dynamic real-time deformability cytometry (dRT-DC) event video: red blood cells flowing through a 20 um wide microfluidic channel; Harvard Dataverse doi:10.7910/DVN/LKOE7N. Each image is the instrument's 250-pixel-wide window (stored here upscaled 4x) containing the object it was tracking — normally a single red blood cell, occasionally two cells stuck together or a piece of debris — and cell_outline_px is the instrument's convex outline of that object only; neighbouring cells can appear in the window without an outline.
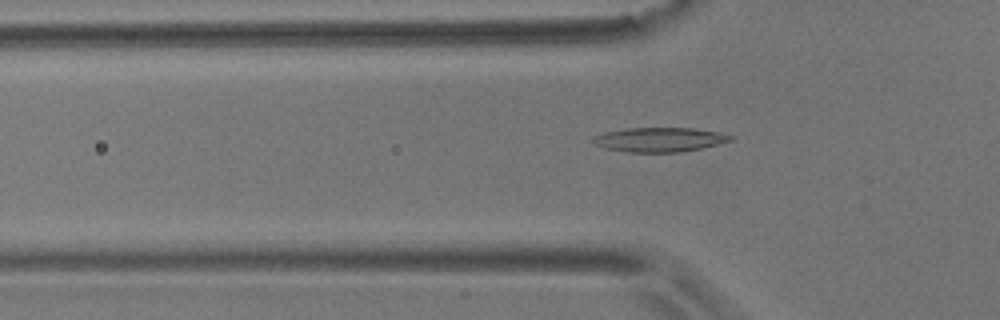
{"species": "common noctule bat (a hibernating species)", "species_latin": "Nyctalus noctula", "temperature_condition": "room temperature", "stored_images_in_passage": 41, "camera_frame_rate_fps": 3000, "um_per_image_px": 0.085, "animal": {"sex": "male", "body_mass_g": 17.9}, "frame": {"image": 1, "passage_image": 3, "time_ms": 0.667, "image_size_px": [1000, 320], "cell_outline_px": [[736, 136], [732, 140], [700, 148], [680, 152], [628, 152], [604, 148], [596, 144], [592, 140], [596, 136], [604, 132], [628, 128], [692, 128], [720, 132]], "centroid_in_image_um": [56.09, 11.86], "position_along_channel_um": 69.7, "area_um2": 19.36}}
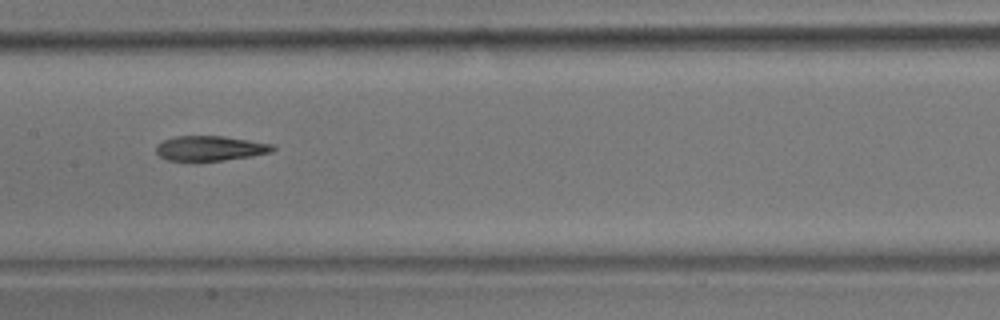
{"frame": {"image": 2, "passage_image": 13, "time_ms": 4.0, "image_size_px": [1000, 320], "cell_outline_px": [[276, 148], [272, 152], [252, 156], [224, 160], [168, 160], [160, 156], [156, 152], [156, 148], [164, 140], [176, 136], [224, 136], [272, 144]], "centroid_in_image_um": [17.9, 12.6], "position_along_channel_um": 189.5, "area_um2": 16.65}}
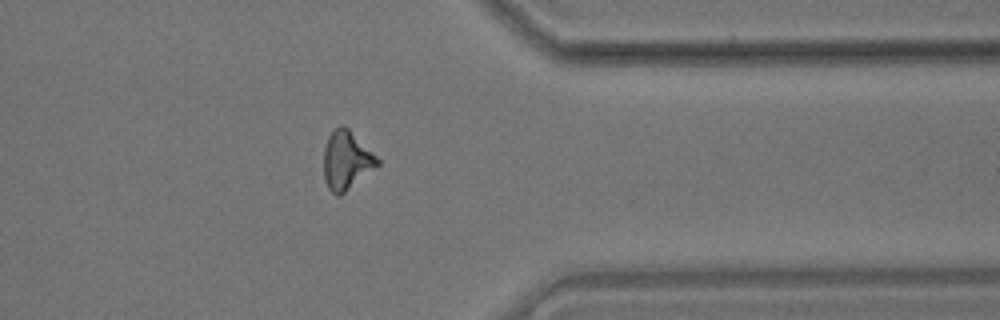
{"frame": {"image": 3, "passage_image": 30, "time_ms": 9.667, "image_size_px": [1000, 320], "cell_outline_px": [[380, 164], [340, 196], [336, 196], [328, 188], [324, 180], [324, 148], [328, 136], [340, 124], [344, 124], [380, 160]], "centroid_in_image_um": [29.43, 13.64], "position_along_channel_um": 382.0, "area_um2": 18.21}, "authors_computed_cell_mechanics": {"area_um2": 17.629, "velocity_mm_per_s": 3.5757, "shape_relaxation_time_tau1_ms": 9.5887, "shape_relaxation_time_tau2_ms": 6.5017, "deformation_change_tau1": 0.2232, "deformation_change_tau2": 0.1648}}